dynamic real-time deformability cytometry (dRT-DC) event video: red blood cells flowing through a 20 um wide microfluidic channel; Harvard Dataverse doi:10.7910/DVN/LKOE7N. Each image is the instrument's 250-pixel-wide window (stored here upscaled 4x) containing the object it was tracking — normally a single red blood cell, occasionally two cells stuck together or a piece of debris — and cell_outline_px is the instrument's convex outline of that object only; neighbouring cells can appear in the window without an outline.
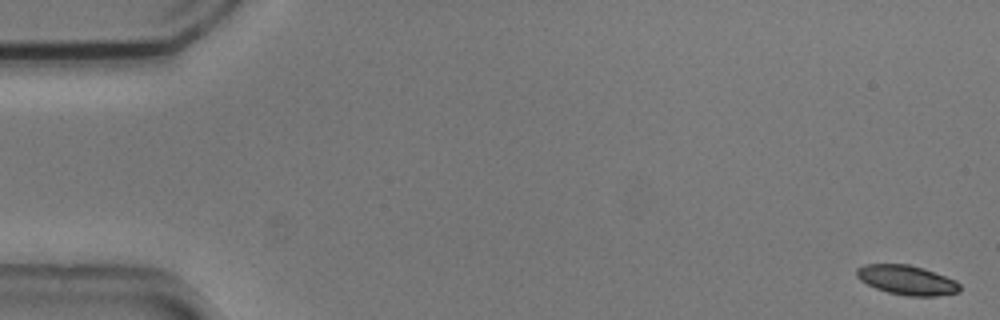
{"species": "common noctule bat (a hibernating species)", "species_latin": "Nyctalus noctula", "temperature_condition": "cold", "stored_images_in_passage": 55, "camera_frame_rate_fps": 3000, "um_per_image_px": 0.085, "animal": {"sex": "male", "body_mass_g": 20.5, "forearm_length_mm": 52.5}, "frame": {"image": 1, "passage_image": 1, "time_ms": 0.0, "image_size_px": [1000, 320], "cell_outline_px": [[960, 292], [936, 296], [908, 296], [888, 292], [876, 288], [860, 280], [856, 276], [856, 268], [864, 264], [908, 264], [924, 268], [956, 280], [960, 284]], "centroid_in_image_um": [77.09, 23.8], "position_along_channel_um": 7.9, "area_um2": 17.8}}
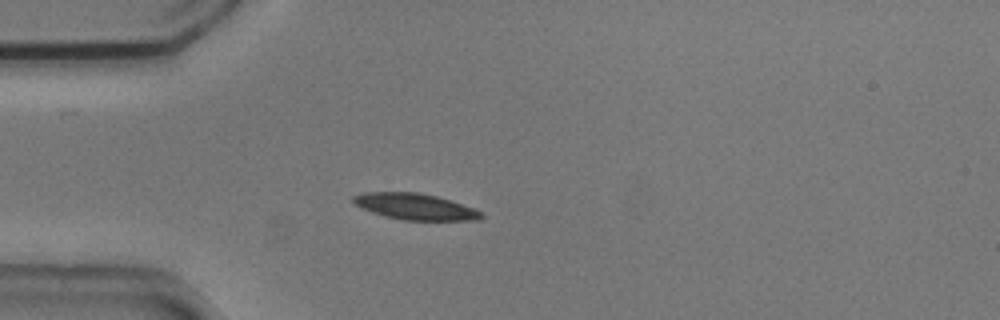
{"frame": {"image": 2, "passage_image": 15, "time_ms": 4.667, "image_size_px": [1000, 320], "cell_outline_px": [[484, 216], [480, 220], [404, 220], [372, 212], [356, 204], [352, 200], [352, 196], [364, 192], [416, 192], [436, 196], [476, 208]], "centroid_in_image_um": [35.32, 17.55], "position_along_channel_um": 49.7, "area_um2": 19.31}}
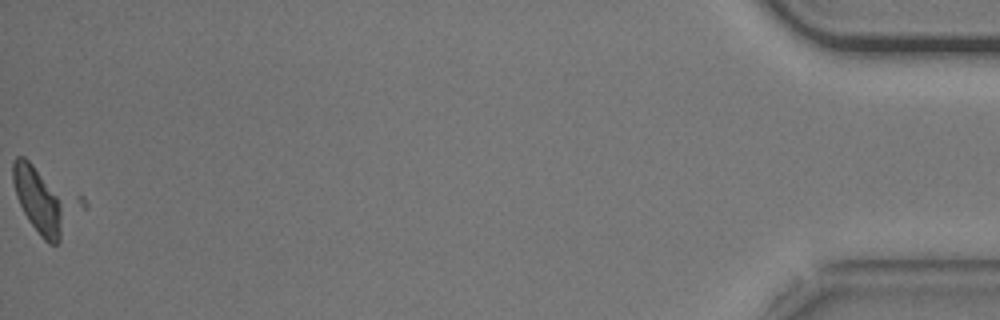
{"frame": {"image": 3, "passage_image": 55, "time_ms": 18.0, "image_size_px": [1000, 320], "cell_outline_px": [[88, 208], [60, 240], [56, 244], [48, 244], [40, 236], [28, 220], [16, 196], [12, 180], [12, 160], [16, 156], [24, 156], [80, 196], [88, 204]], "centroid_in_image_um": [3.89, 17.04], "position_along_channel_um": 431.3, "area_um2": 27.17}}